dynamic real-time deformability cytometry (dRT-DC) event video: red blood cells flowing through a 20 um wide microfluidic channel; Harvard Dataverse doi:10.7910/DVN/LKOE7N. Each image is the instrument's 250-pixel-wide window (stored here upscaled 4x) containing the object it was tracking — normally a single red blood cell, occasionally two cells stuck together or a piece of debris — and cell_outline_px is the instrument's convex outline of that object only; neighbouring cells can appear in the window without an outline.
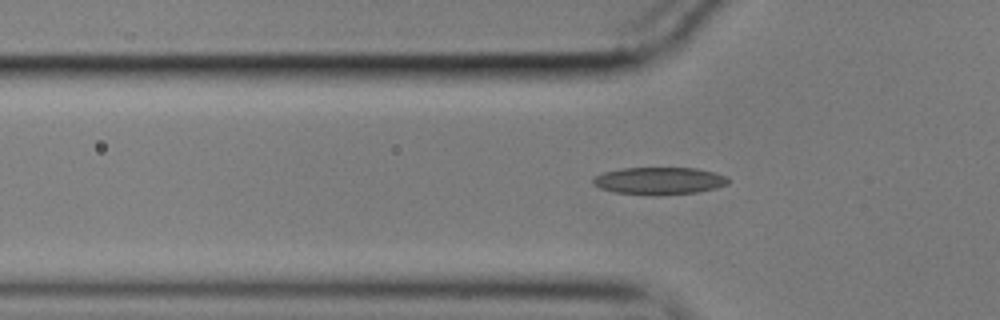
{"species": "common noctule bat (a hibernating species)", "species_latin": "Nyctalus noctula", "temperature_condition": "cold", "stored_images_in_passage": 42, "camera_frame_rate_fps": 3000, "um_per_image_px": 0.085, "animal": {"sex": "male", "body_mass_g": 17.9}, "frame": {"image": 1, "passage_image": 9, "time_ms": 2.667, "image_size_px": [1000, 320], "cell_outline_px": [[728, 184], [716, 188], [696, 192], [652, 196], [616, 192], [600, 188], [592, 184], [592, 180], [596, 176], [604, 172], [624, 168], [696, 168], [728, 176]], "centroid_in_image_um": [56.03, 15.37], "position_along_channel_um": 69.8, "area_um2": 21.5}}
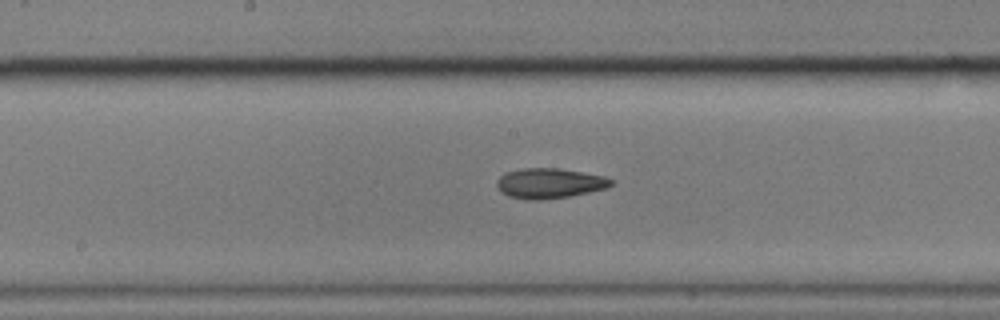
{"frame": {"image": 2, "passage_image": 20, "time_ms": 6.333, "image_size_px": [1000, 320], "cell_outline_px": [[612, 184], [608, 188], [568, 196], [540, 200], [524, 200], [508, 196], [500, 192], [496, 184], [496, 180], [504, 172], [524, 168], [560, 168], [604, 176], [612, 180]], "centroid_in_image_um": [46.66, 15.58], "position_along_channel_um": 201.5, "area_um2": 20.17}}
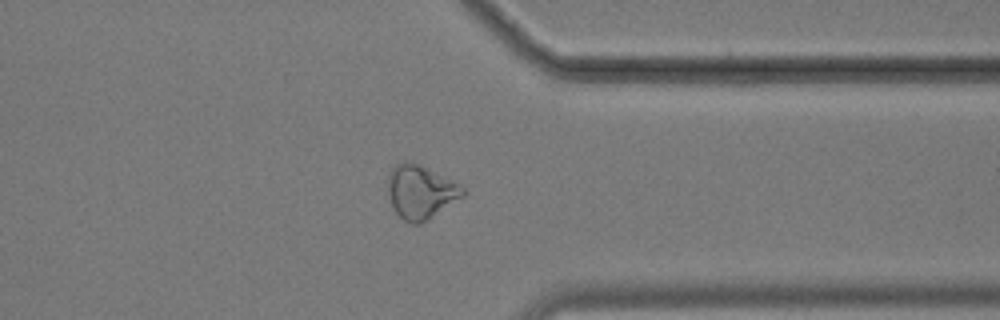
{"frame": {"image": 3, "passage_image": 35, "time_ms": 11.333, "image_size_px": [1000, 320], "cell_outline_px": [[468, 192], [464, 196], [428, 220], [420, 224], [412, 224], [404, 220], [396, 212], [392, 204], [388, 192], [388, 176], [392, 168], [396, 164], [404, 160], [408, 160], [420, 164], [452, 180], [464, 188]], "centroid_in_image_um": [35.77, 16.3], "position_along_channel_um": 375.6, "area_um2": 23.52}}